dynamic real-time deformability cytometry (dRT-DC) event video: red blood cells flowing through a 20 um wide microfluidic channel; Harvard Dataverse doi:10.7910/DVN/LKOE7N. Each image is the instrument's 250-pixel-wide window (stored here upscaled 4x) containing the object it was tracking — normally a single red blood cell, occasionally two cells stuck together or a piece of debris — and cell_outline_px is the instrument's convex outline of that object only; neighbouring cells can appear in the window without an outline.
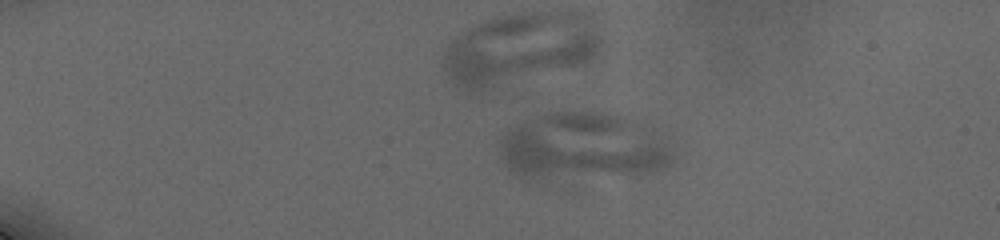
{"species": "human", "species_latin": "Homo sapiens", "temperature_condition": "cold", "stored_images_in_passage": 23, "camera_frame_rate_fps": 3000, "um_per_image_px": 0.085, "donor": {"sex": "male"}, "frame": {"image": 1, "passage_image": 13, "time_ms": 4.667, "image_size_px": [1000, 240], "cell_outline_px": [[676, 160], [664, 168], [652, 172], [528, 176], [520, 176], [508, 168], [504, 164], [500, 152], [500, 140], [508, 128], [524, 120], [536, 116], [552, 112], [596, 112], [616, 116], [656, 128], [676, 148]], "centroid_in_image_um": [49.63, 12.38], "position_along_channel_um": 35.4, "area_um2": 66.53}}